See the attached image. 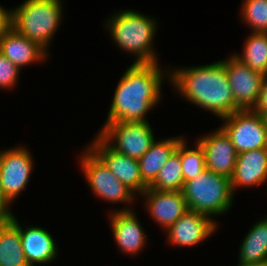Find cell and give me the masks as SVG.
I'll use <instances>...</instances> for the list:
<instances>
[{
    "label": "cell",
    "mask_w": 267,
    "mask_h": 266,
    "mask_svg": "<svg viewBox=\"0 0 267 266\" xmlns=\"http://www.w3.org/2000/svg\"><path fill=\"white\" fill-rule=\"evenodd\" d=\"M217 221L210 216L188 210L165 232L172 246L193 247L201 244L217 230Z\"/></svg>",
    "instance_id": "7c38bea8"
},
{
    "label": "cell",
    "mask_w": 267,
    "mask_h": 266,
    "mask_svg": "<svg viewBox=\"0 0 267 266\" xmlns=\"http://www.w3.org/2000/svg\"><path fill=\"white\" fill-rule=\"evenodd\" d=\"M62 4L61 0H25L12 9V28L50 51L49 44L61 26Z\"/></svg>",
    "instance_id": "277c9868"
},
{
    "label": "cell",
    "mask_w": 267,
    "mask_h": 266,
    "mask_svg": "<svg viewBox=\"0 0 267 266\" xmlns=\"http://www.w3.org/2000/svg\"><path fill=\"white\" fill-rule=\"evenodd\" d=\"M109 168L112 174L120 180L136 196L148 188L143 182L138 159L111 149L98 135L87 145Z\"/></svg>",
    "instance_id": "30bf717a"
},
{
    "label": "cell",
    "mask_w": 267,
    "mask_h": 266,
    "mask_svg": "<svg viewBox=\"0 0 267 266\" xmlns=\"http://www.w3.org/2000/svg\"><path fill=\"white\" fill-rule=\"evenodd\" d=\"M109 220L115 243L121 252L134 256L144 249L147 234L131 207L124 205L122 209L112 211Z\"/></svg>",
    "instance_id": "5bb4252c"
},
{
    "label": "cell",
    "mask_w": 267,
    "mask_h": 266,
    "mask_svg": "<svg viewBox=\"0 0 267 266\" xmlns=\"http://www.w3.org/2000/svg\"><path fill=\"white\" fill-rule=\"evenodd\" d=\"M159 63H132L118 81L104 124L116 121H148V114L162 98V83L169 72Z\"/></svg>",
    "instance_id": "6da1fadb"
},
{
    "label": "cell",
    "mask_w": 267,
    "mask_h": 266,
    "mask_svg": "<svg viewBox=\"0 0 267 266\" xmlns=\"http://www.w3.org/2000/svg\"><path fill=\"white\" fill-rule=\"evenodd\" d=\"M196 142L204 151L206 169L230 179L234 172L237 152L225 131L219 127L214 132L201 136Z\"/></svg>",
    "instance_id": "4fadbf2b"
},
{
    "label": "cell",
    "mask_w": 267,
    "mask_h": 266,
    "mask_svg": "<svg viewBox=\"0 0 267 266\" xmlns=\"http://www.w3.org/2000/svg\"><path fill=\"white\" fill-rule=\"evenodd\" d=\"M12 203L6 198L0 182V218L9 220L14 214L10 209Z\"/></svg>",
    "instance_id": "83f0119b"
},
{
    "label": "cell",
    "mask_w": 267,
    "mask_h": 266,
    "mask_svg": "<svg viewBox=\"0 0 267 266\" xmlns=\"http://www.w3.org/2000/svg\"><path fill=\"white\" fill-rule=\"evenodd\" d=\"M187 140L180 142V160L184 183L196 179L206 169L205 154L202 147L195 142V148H188Z\"/></svg>",
    "instance_id": "cb8c5ba5"
},
{
    "label": "cell",
    "mask_w": 267,
    "mask_h": 266,
    "mask_svg": "<svg viewBox=\"0 0 267 266\" xmlns=\"http://www.w3.org/2000/svg\"><path fill=\"white\" fill-rule=\"evenodd\" d=\"M182 193L188 210L210 216L227 213L232 207L234 193L230 179L208 169L196 179L184 183Z\"/></svg>",
    "instance_id": "5b68a950"
},
{
    "label": "cell",
    "mask_w": 267,
    "mask_h": 266,
    "mask_svg": "<svg viewBox=\"0 0 267 266\" xmlns=\"http://www.w3.org/2000/svg\"><path fill=\"white\" fill-rule=\"evenodd\" d=\"M20 69L0 53V89H12L17 84Z\"/></svg>",
    "instance_id": "484cf974"
},
{
    "label": "cell",
    "mask_w": 267,
    "mask_h": 266,
    "mask_svg": "<svg viewBox=\"0 0 267 266\" xmlns=\"http://www.w3.org/2000/svg\"><path fill=\"white\" fill-rule=\"evenodd\" d=\"M266 180L267 148H259L237 154L234 172L230 178L234 194L238 187H258V185L265 183Z\"/></svg>",
    "instance_id": "e0dca14e"
},
{
    "label": "cell",
    "mask_w": 267,
    "mask_h": 266,
    "mask_svg": "<svg viewBox=\"0 0 267 266\" xmlns=\"http://www.w3.org/2000/svg\"><path fill=\"white\" fill-rule=\"evenodd\" d=\"M12 28V9L7 10L0 5V35Z\"/></svg>",
    "instance_id": "f1b7e54d"
},
{
    "label": "cell",
    "mask_w": 267,
    "mask_h": 266,
    "mask_svg": "<svg viewBox=\"0 0 267 266\" xmlns=\"http://www.w3.org/2000/svg\"><path fill=\"white\" fill-rule=\"evenodd\" d=\"M263 117H264V119H265V123H266V126H267V113H265V114L263 115Z\"/></svg>",
    "instance_id": "4dcf8cb0"
},
{
    "label": "cell",
    "mask_w": 267,
    "mask_h": 266,
    "mask_svg": "<svg viewBox=\"0 0 267 266\" xmlns=\"http://www.w3.org/2000/svg\"><path fill=\"white\" fill-rule=\"evenodd\" d=\"M33 162L30 150L25 146L0 150V182L11 203L26 189L34 170Z\"/></svg>",
    "instance_id": "9c48e42d"
},
{
    "label": "cell",
    "mask_w": 267,
    "mask_h": 266,
    "mask_svg": "<svg viewBox=\"0 0 267 266\" xmlns=\"http://www.w3.org/2000/svg\"><path fill=\"white\" fill-rule=\"evenodd\" d=\"M0 53L20 70L32 63H42L48 57V51L44 47L19 34L13 28L0 35Z\"/></svg>",
    "instance_id": "ac0fdd59"
},
{
    "label": "cell",
    "mask_w": 267,
    "mask_h": 266,
    "mask_svg": "<svg viewBox=\"0 0 267 266\" xmlns=\"http://www.w3.org/2000/svg\"><path fill=\"white\" fill-rule=\"evenodd\" d=\"M82 155V156H81ZM80 155V166L93 193L104 201L129 204L136 195L118 180L104 162L87 146Z\"/></svg>",
    "instance_id": "52a82bcc"
},
{
    "label": "cell",
    "mask_w": 267,
    "mask_h": 266,
    "mask_svg": "<svg viewBox=\"0 0 267 266\" xmlns=\"http://www.w3.org/2000/svg\"><path fill=\"white\" fill-rule=\"evenodd\" d=\"M237 266H267V262L260 264H247V265H237Z\"/></svg>",
    "instance_id": "f546056e"
},
{
    "label": "cell",
    "mask_w": 267,
    "mask_h": 266,
    "mask_svg": "<svg viewBox=\"0 0 267 266\" xmlns=\"http://www.w3.org/2000/svg\"><path fill=\"white\" fill-rule=\"evenodd\" d=\"M140 196L146 200V211L152 220L163 227L164 231L188 211L182 191L147 188Z\"/></svg>",
    "instance_id": "9a60e30c"
},
{
    "label": "cell",
    "mask_w": 267,
    "mask_h": 266,
    "mask_svg": "<svg viewBox=\"0 0 267 266\" xmlns=\"http://www.w3.org/2000/svg\"><path fill=\"white\" fill-rule=\"evenodd\" d=\"M227 58L225 68L235 105L240 110L253 109L259 98L264 75L252 70L232 54Z\"/></svg>",
    "instance_id": "8fae6325"
},
{
    "label": "cell",
    "mask_w": 267,
    "mask_h": 266,
    "mask_svg": "<svg viewBox=\"0 0 267 266\" xmlns=\"http://www.w3.org/2000/svg\"><path fill=\"white\" fill-rule=\"evenodd\" d=\"M221 128L229 136L237 154L267 148V126L265 119L252 109L238 110L221 118Z\"/></svg>",
    "instance_id": "ba28073f"
},
{
    "label": "cell",
    "mask_w": 267,
    "mask_h": 266,
    "mask_svg": "<svg viewBox=\"0 0 267 266\" xmlns=\"http://www.w3.org/2000/svg\"><path fill=\"white\" fill-rule=\"evenodd\" d=\"M174 91L191 104L220 119L240 110L234 101L225 68V59L215 63L169 70Z\"/></svg>",
    "instance_id": "7a4b0ae2"
},
{
    "label": "cell",
    "mask_w": 267,
    "mask_h": 266,
    "mask_svg": "<svg viewBox=\"0 0 267 266\" xmlns=\"http://www.w3.org/2000/svg\"><path fill=\"white\" fill-rule=\"evenodd\" d=\"M240 246L238 265L267 262V216L249 229Z\"/></svg>",
    "instance_id": "ffe728a7"
},
{
    "label": "cell",
    "mask_w": 267,
    "mask_h": 266,
    "mask_svg": "<svg viewBox=\"0 0 267 266\" xmlns=\"http://www.w3.org/2000/svg\"><path fill=\"white\" fill-rule=\"evenodd\" d=\"M242 2L240 16L252 29L251 32L267 33V0H242Z\"/></svg>",
    "instance_id": "d4e9b609"
},
{
    "label": "cell",
    "mask_w": 267,
    "mask_h": 266,
    "mask_svg": "<svg viewBox=\"0 0 267 266\" xmlns=\"http://www.w3.org/2000/svg\"><path fill=\"white\" fill-rule=\"evenodd\" d=\"M18 229L25 258L30 266L52 263L58 255L54 237L41 226L22 228L15 215L9 219Z\"/></svg>",
    "instance_id": "2e32d148"
},
{
    "label": "cell",
    "mask_w": 267,
    "mask_h": 266,
    "mask_svg": "<svg viewBox=\"0 0 267 266\" xmlns=\"http://www.w3.org/2000/svg\"><path fill=\"white\" fill-rule=\"evenodd\" d=\"M157 21L140 12L125 9L105 20L112 41L125 53L135 56L134 63H159L153 46Z\"/></svg>",
    "instance_id": "3957f363"
},
{
    "label": "cell",
    "mask_w": 267,
    "mask_h": 266,
    "mask_svg": "<svg viewBox=\"0 0 267 266\" xmlns=\"http://www.w3.org/2000/svg\"><path fill=\"white\" fill-rule=\"evenodd\" d=\"M5 220L0 218V225L4 222Z\"/></svg>",
    "instance_id": "1f68e13d"
},
{
    "label": "cell",
    "mask_w": 267,
    "mask_h": 266,
    "mask_svg": "<svg viewBox=\"0 0 267 266\" xmlns=\"http://www.w3.org/2000/svg\"><path fill=\"white\" fill-rule=\"evenodd\" d=\"M241 54H233L240 62L264 76L267 75V33H250Z\"/></svg>",
    "instance_id": "7402d4cb"
},
{
    "label": "cell",
    "mask_w": 267,
    "mask_h": 266,
    "mask_svg": "<svg viewBox=\"0 0 267 266\" xmlns=\"http://www.w3.org/2000/svg\"><path fill=\"white\" fill-rule=\"evenodd\" d=\"M252 110L262 116L267 113V75L263 78L259 98Z\"/></svg>",
    "instance_id": "4316f807"
},
{
    "label": "cell",
    "mask_w": 267,
    "mask_h": 266,
    "mask_svg": "<svg viewBox=\"0 0 267 266\" xmlns=\"http://www.w3.org/2000/svg\"><path fill=\"white\" fill-rule=\"evenodd\" d=\"M0 266H30L24 255L19 229L10 220L0 225Z\"/></svg>",
    "instance_id": "44dd1931"
},
{
    "label": "cell",
    "mask_w": 267,
    "mask_h": 266,
    "mask_svg": "<svg viewBox=\"0 0 267 266\" xmlns=\"http://www.w3.org/2000/svg\"><path fill=\"white\" fill-rule=\"evenodd\" d=\"M98 130V136L113 150L130 158L140 159L155 141L148 121L110 122Z\"/></svg>",
    "instance_id": "8992f818"
},
{
    "label": "cell",
    "mask_w": 267,
    "mask_h": 266,
    "mask_svg": "<svg viewBox=\"0 0 267 266\" xmlns=\"http://www.w3.org/2000/svg\"><path fill=\"white\" fill-rule=\"evenodd\" d=\"M184 179L180 160V143L169 157L166 164L158 172L155 180L148 186L154 190L182 191Z\"/></svg>",
    "instance_id": "603a6c76"
},
{
    "label": "cell",
    "mask_w": 267,
    "mask_h": 266,
    "mask_svg": "<svg viewBox=\"0 0 267 266\" xmlns=\"http://www.w3.org/2000/svg\"><path fill=\"white\" fill-rule=\"evenodd\" d=\"M183 139L184 137L182 138V136H173L160 141L155 139L149 150L138 159L141 177L147 186L155 180L158 172L163 168Z\"/></svg>",
    "instance_id": "d6986e66"
}]
</instances>
